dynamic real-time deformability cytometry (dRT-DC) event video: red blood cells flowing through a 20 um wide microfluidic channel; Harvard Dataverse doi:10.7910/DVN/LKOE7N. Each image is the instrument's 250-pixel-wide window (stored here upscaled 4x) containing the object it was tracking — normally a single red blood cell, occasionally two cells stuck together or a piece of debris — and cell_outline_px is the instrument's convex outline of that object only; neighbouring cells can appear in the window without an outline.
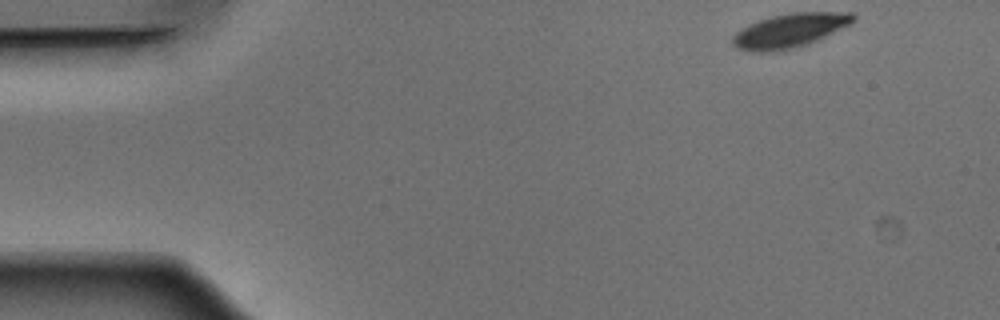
{"species": "Egyptian fruit bat (a non-hibernating species)", "species_latin": "Rousettus aegyptiacus", "temperature_condition": "warm", "stored_images_in_passage": 22, "camera_frame_rate_fps": 3000, "um_per_image_px": 0.085, "animal": {"sex": "male"}, "frame": {"image": 1, "passage_image": 1, "time_ms": 0.0, "image_size_px": [1000, 320], "cell_outline_px": [[856, 20], [816, 40], [792, 48], [768, 52], [748, 52], [736, 48], [732, 44], [732, 36], [740, 28], [748, 24], [772, 16], [792, 12], [852, 12], [856, 16]], "centroid_in_image_um": [67.06, 2.59], "position_along_channel_um": 17.9, "area_um2": 23.7}}
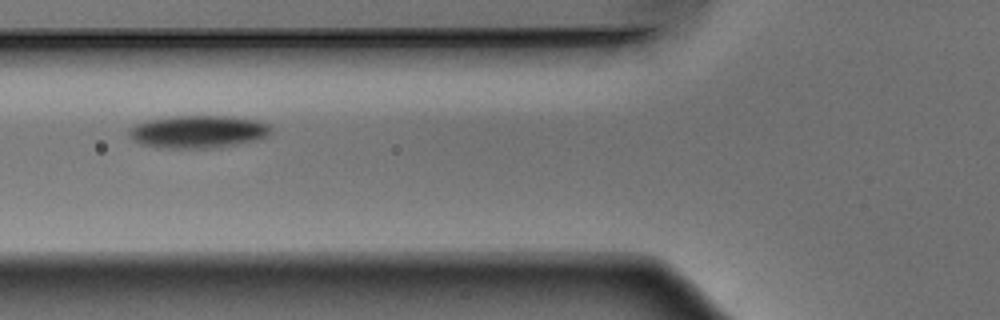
{"frame": {"image": 2, "passage_image": 16, "time_ms": 5.0, "image_size_px": [1000, 320], "cell_outline_px": [[272, 128], [268, 136], [256, 140], [236, 144], [208, 148], [160, 148], [140, 144], [132, 140], [128, 136], [128, 128], [136, 124], [148, 120], [176, 116], [228, 116], [256, 120], [268, 124]], "centroid_in_image_um": [16.8, 11.2], "position_along_channel_um": 109.0, "area_um2": 27.05}}
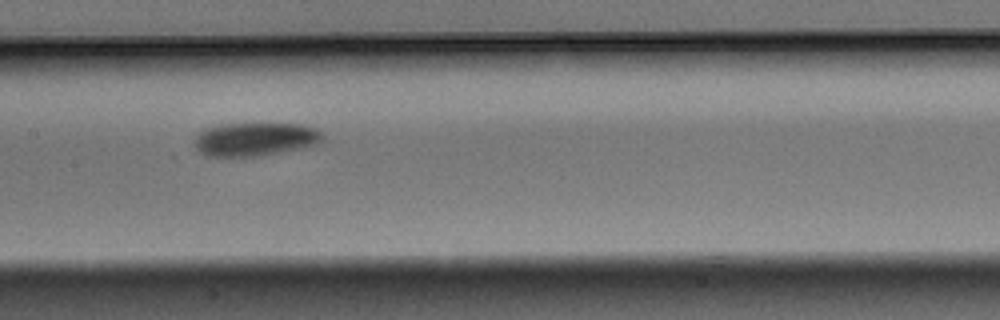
{"frame": {"image": 3, "passage_image": 22, "time_ms": 7.0, "image_size_px": [1000, 320], "cell_outline_px": [[324, 136], [320, 144], [280, 152], [256, 156], [204, 156], [196, 148], [196, 136], [204, 128], [220, 124], [304, 124], [316, 128]], "centroid_in_image_um": [21.7, 11.82], "position_along_channel_um": 185.7, "area_um2": 24.91}}